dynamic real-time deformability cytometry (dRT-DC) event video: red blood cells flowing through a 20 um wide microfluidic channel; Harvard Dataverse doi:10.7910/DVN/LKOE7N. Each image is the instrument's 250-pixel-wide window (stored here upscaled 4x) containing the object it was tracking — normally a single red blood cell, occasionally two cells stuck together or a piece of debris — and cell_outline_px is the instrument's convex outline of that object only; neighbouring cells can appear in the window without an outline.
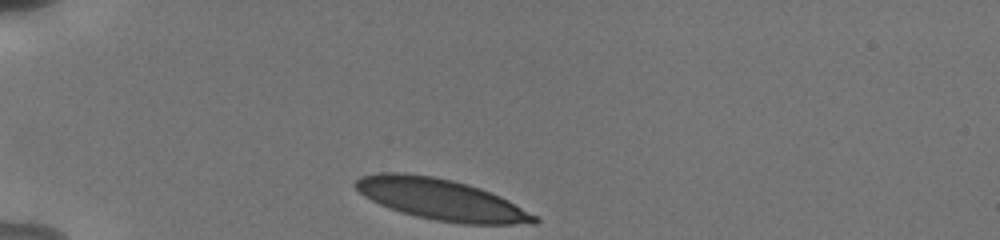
{"species": "human", "species_latin": "Homo sapiens", "temperature_condition": "cold", "stored_images_in_passage": 33, "camera_frame_rate_fps": 3000, "um_per_image_px": 0.085, "donor": {"sex": "male"}, "frame": {"image": 1, "passage_image": 1, "time_ms": 0.0, "image_size_px": [1000, 240], "cell_outline_px": [[540, 220], [536, 224], [464, 224], [436, 220], [416, 216], [400, 212], [380, 204], [364, 196], [352, 184], [360, 176], [380, 172], [404, 172], [432, 176], [452, 180], [468, 184], [480, 188], [500, 196], [508, 200], [536, 216]], "centroid_in_image_um": [37.48, 16.95], "position_along_channel_um": 47.5, "area_um2": 42.71}}
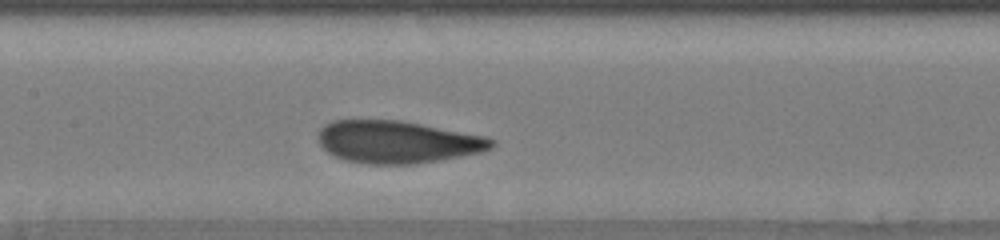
{"frame": {"image": 2, "passage_image": 14, "time_ms": 4.333, "image_size_px": [1000, 240], "cell_outline_px": [[496, 144], [492, 148], [484, 152], [412, 164], [364, 164], [344, 160], [328, 152], [320, 144], [320, 128], [324, 124], [332, 120], [400, 120], [484, 136], [496, 140]], "centroid_in_image_um": [33.79, 12.06], "position_along_channel_um": 173.6, "area_um2": 42.66}}
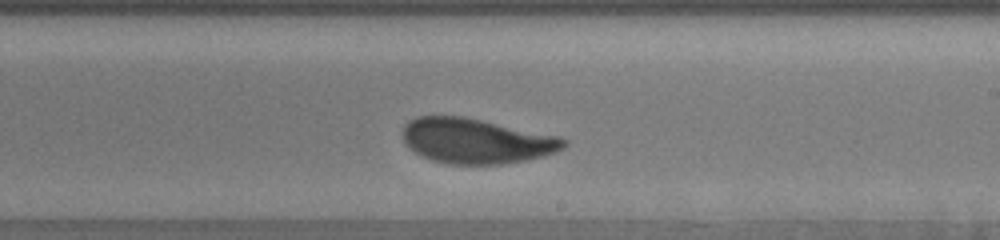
{"frame": {"image": 3, "passage_image": 20, "time_ms": 6.333, "image_size_px": [1000, 240], "cell_outline_px": [[568, 144], [564, 148], [556, 152], [544, 156], [524, 160], [500, 164], [448, 164], [432, 160], [420, 156], [408, 148], [404, 144], [404, 124], [408, 120], [416, 116], [464, 116], [560, 136], [568, 140]], "centroid_in_image_um": [40.48, 11.97], "position_along_channel_um": 248.5, "area_um2": 42.66}, "authors_computed_cell_mechanics": {"area_um2": 42.7142, "velocity_mm_per_s": 3.7692, "shape_relaxation_time_tau1_ms": 2.8536, "shape_relaxation_time_tau2_ms": null, "deformation_change_tau1": 0.1422, "deformation_change_tau2": null}}